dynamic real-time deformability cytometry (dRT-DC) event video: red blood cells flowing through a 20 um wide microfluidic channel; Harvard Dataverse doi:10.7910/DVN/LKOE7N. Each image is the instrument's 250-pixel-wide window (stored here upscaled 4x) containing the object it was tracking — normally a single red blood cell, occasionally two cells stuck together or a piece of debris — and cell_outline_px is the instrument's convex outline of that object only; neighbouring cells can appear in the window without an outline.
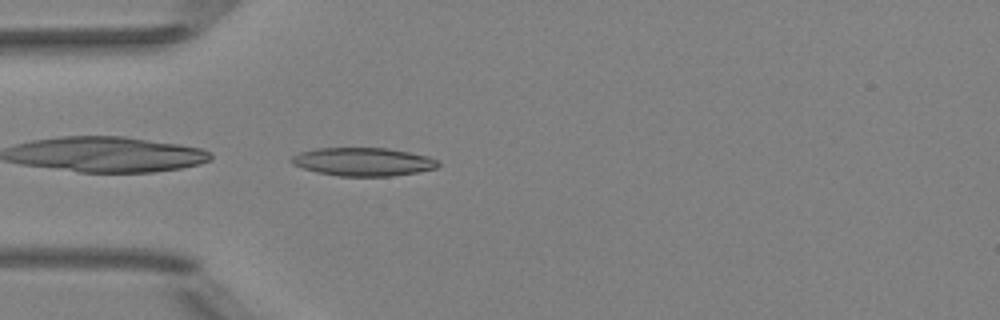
{"species": "Egyptian fruit bat (a non-hibernating species)", "species_latin": "Rousettus aegyptiacus", "temperature_condition": "room temperature", "stored_images_in_passage": 16, "camera_frame_rate_fps": 3000, "um_per_image_px": 0.085, "animal": {"sex": "female"}, "frame": {"image": 1, "passage_image": 1, "time_ms": 0.0, "image_size_px": [1000, 320], "cell_outline_px": [[440, 164], [436, 168], [416, 172], [392, 176], [340, 176], [316, 172], [292, 164], [288, 160], [292, 156], [300, 152], [316, 148], [388, 148], [428, 156], [436, 160]], "centroid_in_image_um": [30.83, 13.75], "position_along_channel_um": 54.2, "area_um2": 24.1}}
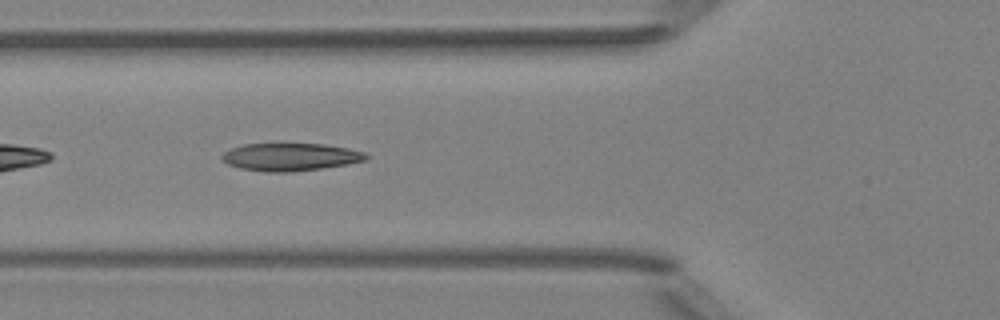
{"frame": {"image": 2, "passage_image": 5, "time_ms": 1.333, "image_size_px": [1000, 320], "cell_outline_px": [[368, 160], [348, 164], [292, 172], [268, 172], [240, 168], [228, 164], [220, 160], [220, 156], [224, 152], [232, 148], [244, 144], [324, 144], [348, 148], [364, 152], [368, 156]], "centroid_in_image_um": [24.67, 13.34], "position_along_channel_um": 101.1, "area_um2": 23.24}}
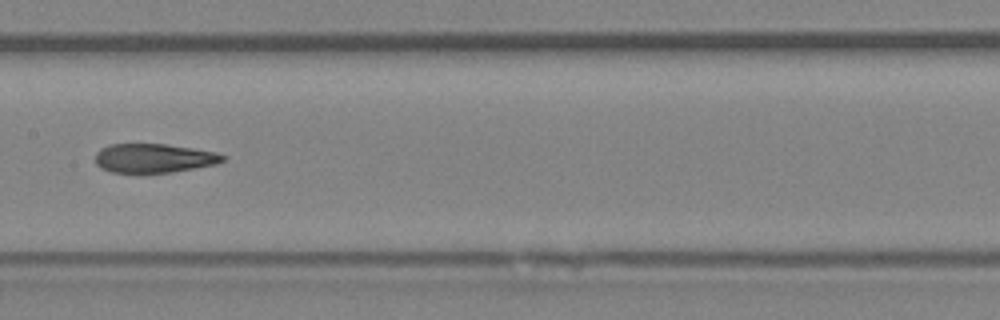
{"frame": {"image": 3, "passage_image": 12, "time_ms": 3.667, "image_size_px": [1000, 320], "cell_outline_px": [[228, 156], [224, 160], [216, 164], [172, 172], [112, 172], [100, 168], [96, 164], [96, 152], [100, 148], [108, 144], [164, 144], [192, 148], [216, 152]], "centroid_in_image_um": [13.07, 13.43], "position_along_channel_um": 194.3, "area_um2": 21.5}}